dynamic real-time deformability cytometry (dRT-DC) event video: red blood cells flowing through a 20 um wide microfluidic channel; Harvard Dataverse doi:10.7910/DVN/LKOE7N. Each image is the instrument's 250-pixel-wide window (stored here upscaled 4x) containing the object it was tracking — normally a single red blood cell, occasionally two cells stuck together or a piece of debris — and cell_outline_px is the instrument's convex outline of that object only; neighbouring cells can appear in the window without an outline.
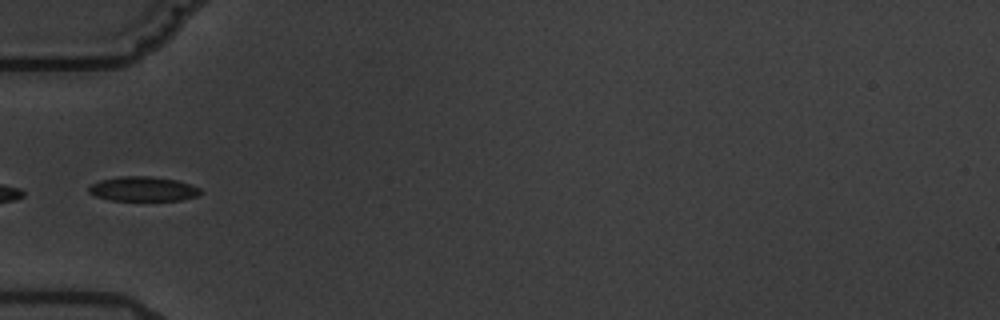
{"species": "common noctule bat (a hibernating species)", "species_latin": "Nyctalus noctula", "temperature_condition": "warm", "stored_images_in_passage": 7, "camera_frame_rate_fps": 3000, "um_per_image_px": 0.085, "animal": {"sex": "male", "body_mass_g": 19.5, "forearm_length_mm": 54.6}, "frame": {"image": 1, "passage_image": 4, "time_ms": 3.667, "image_size_px": [1000, 320], "cell_outline_px": [[204, 192], [196, 196], [180, 200], [108, 200], [96, 196], [88, 192], [88, 188], [92, 184], [100, 180], [120, 176], [152, 176], [176, 180], [192, 184], [200, 188]], "centroid_in_image_um": [12.18, 16.05], "position_along_channel_um": 72.8, "area_um2": 16.07}}
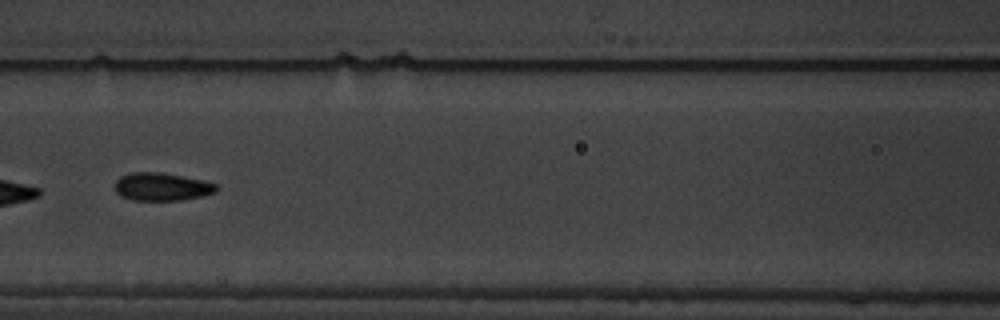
{"frame": {"image": 2, "passage_image": 6, "time_ms": 6.0, "image_size_px": [1000, 320], "cell_outline_px": [[220, 188], [216, 192], [200, 196], [180, 200], [132, 200], [120, 196], [116, 192], [116, 180], [120, 176], [132, 172], [160, 172], [200, 180], [216, 184]], "centroid_in_image_um": [13.73, 15.87], "position_along_channel_um": 152.9, "area_um2": 16.36}}